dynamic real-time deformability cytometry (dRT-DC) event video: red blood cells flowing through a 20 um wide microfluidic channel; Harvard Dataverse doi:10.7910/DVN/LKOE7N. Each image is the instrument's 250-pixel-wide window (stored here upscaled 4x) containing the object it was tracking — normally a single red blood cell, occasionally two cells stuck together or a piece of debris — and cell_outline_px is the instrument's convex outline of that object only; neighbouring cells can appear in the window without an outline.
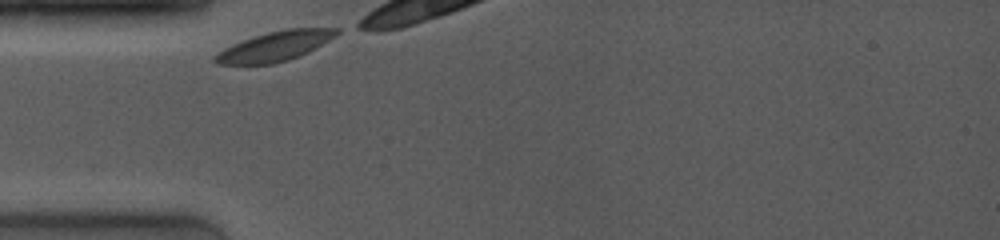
{"species": "common noctule bat (a hibernating species)", "species_latin": "Nyctalus noctula", "temperature_condition": "room temperature", "stored_images_in_passage": 40, "camera_frame_rate_fps": 4000, "um_per_image_px": 0.085, "animal": {"sex": "female", "body_mass_g": 19.0, "forearm_length_mm": 53.3}, "frame": {"image": 1, "passage_image": 1, "time_ms": 0.0, "image_size_px": [1000, 240], "cell_outline_px": [[340, 32], [336, 36], [308, 52], [288, 60], [272, 64], [216, 64], [212, 60], [212, 56], [224, 48], [232, 44], [268, 32], [288, 28], [340, 28]], "centroid_in_image_um": [23.36, 3.93], "position_along_channel_um": 61.6, "area_um2": 20.92}}